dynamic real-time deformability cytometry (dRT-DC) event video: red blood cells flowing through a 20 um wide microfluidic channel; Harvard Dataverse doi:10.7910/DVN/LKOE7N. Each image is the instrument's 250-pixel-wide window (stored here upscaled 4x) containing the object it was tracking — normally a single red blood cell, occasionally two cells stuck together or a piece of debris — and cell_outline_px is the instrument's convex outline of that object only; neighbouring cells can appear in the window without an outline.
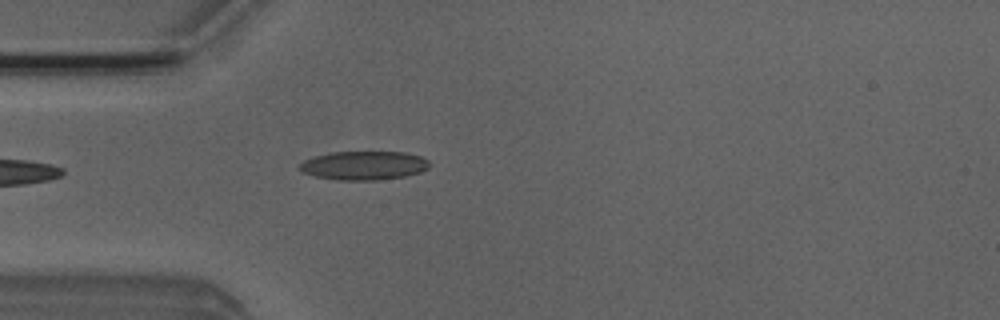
{"species": "Egyptian fruit bat (a non-hibernating species)", "species_latin": "Rousettus aegyptiacus", "temperature_condition": "room temperature", "stored_images_in_passage": 1, "camera_frame_rate_fps": 3000, "um_per_image_px": 0.085, "animal": {"sex": "male"}, "frame": {"image": 1, "passage_image": 1, "time_ms": 0.0, "image_size_px": [1000, 320], "cell_outline_px": [[428, 168], [420, 172], [404, 176], [376, 180], [336, 180], [316, 176], [304, 172], [300, 168], [300, 164], [304, 160], [316, 156], [332, 152], [404, 152], [420, 156], [428, 160]], "centroid_in_image_um": [30.94, 14.06], "position_along_channel_um": 54.1, "area_um2": 21.5}}